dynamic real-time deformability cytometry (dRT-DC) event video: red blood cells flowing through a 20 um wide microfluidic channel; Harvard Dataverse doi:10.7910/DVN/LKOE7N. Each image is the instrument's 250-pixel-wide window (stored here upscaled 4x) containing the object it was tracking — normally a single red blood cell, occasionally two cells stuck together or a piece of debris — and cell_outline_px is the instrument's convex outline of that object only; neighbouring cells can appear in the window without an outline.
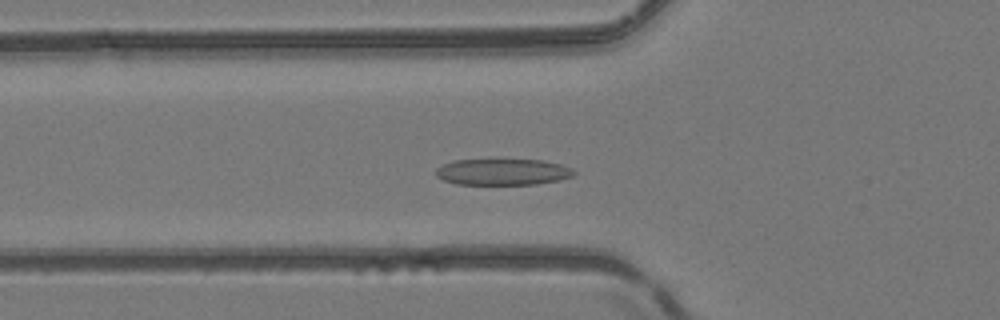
{"species": "common noctule bat (a hibernating species)", "species_latin": "Nyctalus noctula", "temperature_condition": "room temperature", "stored_images_in_passage": 46, "camera_frame_rate_fps": 3000, "um_per_image_px": 0.085, "animal": {"sex": "female", "body_mass_g": 24.6, "forearm_length_mm": 56.2}, "frame": {"image": 1, "passage_image": 14, "time_ms": 4.333, "image_size_px": [1000, 320], "cell_outline_px": [[576, 172], [572, 176], [560, 180], [536, 184], [456, 184], [444, 180], [436, 176], [436, 168], [444, 164], [456, 160], [544, 160], [560, 164], [572, 168]], "centroid_in_image_um": [42.75, 14.62], "position_along_channel_um": 83.0, "area_um2": 21.04}}
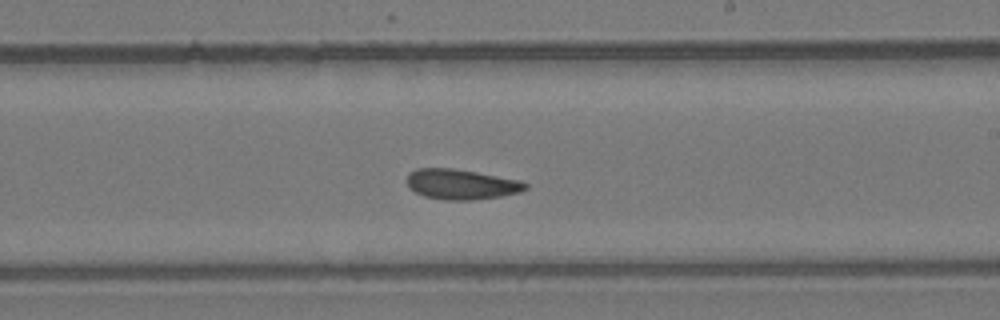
{"frame": {"image": 2, "passage_image": 26, "time_ms": 8.333, "image_size_px": [1000, 320], "cell_outline_px": [[528, 188], [520, 192], [500, 196], [472, 200], [444, 200], [424, 196], [408, 188], [408, 172], [416, 168], [452, 168], [476, 172], [520, 180], [528, 184]], "centroid_in_image_um": [39.2, 15.66], "position_along_channel_um": 249.8, "area_um2": 20.87}}
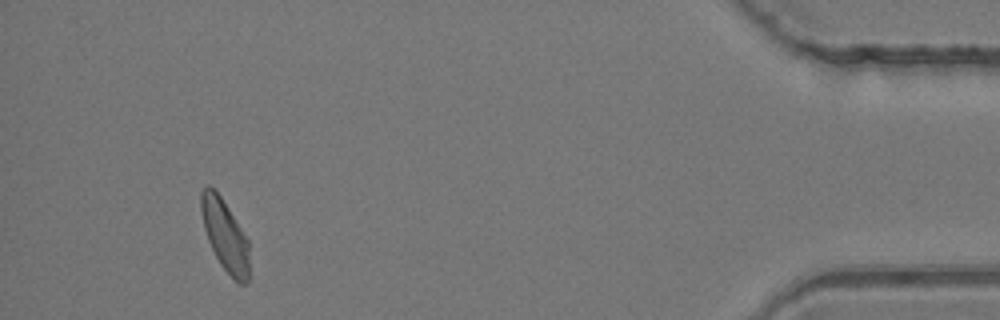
{"frame": {"image": 3, "passage_image": 43, "time_ms": 14.0, "image_size_px": [1000, 320], "cell_outline_px": [[248, 280], [244, 284], [240, 284], [220, 264], [208, 240], [204, 228], [200, 212], [200, 192], [208, 184], [220, 196], [228, 208], [248, 240]], "centroid_in_image_um": [19.09, 19.97], "position_along_channel_um": 416.1, "area_um2": 19.54}, "authors_computed_cell_mechanics": {"area_um2": 20.8947, "velocity_mm_per_s": 4.1527, "shape_relaxation_time_tau1_ms": 5.2163, "shape_relaxation_time_tau2_ms": 2.3542, "deformation_change_tau1": 0.1331, "deformation_change_tau2": 0.0879}}